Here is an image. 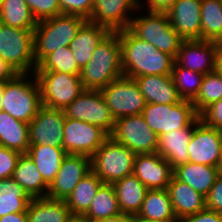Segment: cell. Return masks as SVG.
<instances>
[{
	"label": "cell",
	"mask_w": 222,
	"mask_h": 222,
	"mask_svg": "<svg viewBox=\"0 0 222 222\" xmlns=\"http://www.w3.org/2000/svg\"><path fill=\"white\" fill-rule=\"evenodd\" d=\"M116 32L119 34L125 77L135 79L144 75L172 74L175 59L171 55L136 37L128 28Z\"/></svg>",
	"instance_id": "6da1fadb"
},
{
	"label": "cell",
	"mask_w": 222,
	"mask_h": 222,
	"mask_svg": "<svg viewBox=\"0 0 222 222\" xmlns=\"http://www.w3.org/2000/svg\"><path fill=\"white\" fill-rule=\"evenodd\" d=\"M122 56L119 34L110 32L95 48L88 63L81 69L80 79L84 90H101L120 77Z\"/></svg>",
	"instance_id": "7a4b0ae2"
},
{
	"label": "cell",
	"mask_w": 222,
	"mask_h": 222,
	"mask_svg": "<svg viewBox=\"0 0 222 222\" xmlns=\"http://www.w3.org/2000/svg\"><path fill=\"white\" fill-rule=\"evenodd\" d=\"M87 20L79 15H59L37 22L34 29V57L38 66L60 47L70 46Z\"/></svg>",
	"instance_id": "3957f363"
},
{
	"label": "cell",
	"mask_w": 222,
	"mask_h": 222,
	"mask_svg": "<svg viewBox=\"0 0 222 222\" xmlns=\"http://www.w3.org/2000/svg\"><path fill=\"white\" fill-rule=\"evenodd\" d=\"M41 106L40 88L34 73L18 74L14 79L5 82L2 111L29 124Z\"/></svg>",
	"instance_id": "277c9868"
},
{
	"label": "cell",
	"mask_w": 222,
	"mask_h": 222,
	"mask_svg": "<svg viewBox=\"0 0 222 222\" xmlns=\"http://www.w3.org/2000/svg\"><path fill=\"white\" fill-rule=\"evenodd\" d=\"M147 13L141 17L133 15L128 29L136 37L151 43L175 59L184 39L173 29L166 12Z\"/></svg>",
	"instance_id": "5b68a950"
},
{
	"label": "cell",
	"mask_w": 222,
	"mask_h": 222,
	"mask_svg": "<svg viewBox=\"0 0 222 222\" xmlns=\"http://www.w3.org/2000/svg\"><path fill=\"white\" fill-rule=\"evenodd\" d=\"M135 156L128 147L109 136L91 156V170L104 184H113L133 174Z\"/></svg>",
	"instance_id": "8992f818"
},
{
	"label": "cell",
	"mask_w": 222,
	"mask_h": 222,
	"mask_svg": "<svg viewBox=\"0 0 222 222\" xmlns=\"http://www.w3.org/2000/svg\"><path fill=\"white\" fill-rule=\"evenodd\" d=\"M0 57L18 74L34 73L37 67L34 57V30L0 23Z\"/></svg>",
	"instance_id": "52a82bcc"
},
{
	"label": "cell",
	"mask_w": 222,
	"mask_h": 222,
	"mask_svg": "<svg viewBox=\"0 0 222 222\" xmlns=\"http://www.w3.org/2000/svg\"><path fill=\"white\" fill-rule=\"evenodd\" d=\"M40 88L43 106L64 110L83 91L80 75L58 71L34 72Z\"/></svg>",
	"instance_id": "ba28073f"
},
{
	"label": "cell",
	"mask_w": 222,
	"mask_h": 222,
	"mask_svg": "<svg viewBox=\"0 0 222 222\" xmlns=\"http://www.w3.org/2000/svg\"><path fill=\"white\" fill-rule=\"evenodd\" d=\"M142 116L149 127L159 136L190 126L199 117V114L192 101L182 100L177 104L147 103Z\"/></svg>",
	"instance_id": "9c48e42d"
},
{
	"label": "cell",
	"mask_w": 222,
	"mask_h": 222,
	"mask_svg": "<svg viewBox=\"0 0 222 222\" xmlns=\"http://www.w3.org/2000/svg\"><path fill=\"white\" fill-rule=\"evenodd\" d=\"M109 136L135 154L157 152L159 137L146 123L142 114L116 119Z\"/></svg>",
	"instance_id": "30bf717a"
},
{
	"label": "cell",
	"mask_w": 222,
	"mask_h": 222,
	"mask_svg": "<svg viewBox=\"0 0 222 222\" xmlns=\"http://www.w3.org/2000/svg\"><path fill=\"white\" fill-rule=\"evenodd\" d=\"M116 119L142 114L146 102L135 79L122 76L100 90Z\"/></svg>",
	"instance_id": "8fae6325"
},
{
	"label": "cell",
	"mask_w": 222,
	"mask_h": 222,
	"mask_svg": "<svg viewBox=\"0 0 222 222\" xmlns=\"http://www.w3.org/2000/svg\"><path fill=\"white\" fill-rule=\"evenodd\" d=\"M63 111L66 118L99 126L108 135L113 131L115 118L99 90H84Z\"/></svg>",
	"instance_id": "7c38bea8"
},
{
	"label": "cell",
	"mask_w": 222,
	"mask_h": 222,
	"mask_svg": "<svg viewBox=\"0 0 222 222\" xmlns=\"http://www.w3.org/2000/svg\"><path fill=\"white\" fill-rule=\"evenodd\" d=\"M62 147L66 154L91 157L109 135L99 126L65 117Z\"/></svg>",
	"instance_id": "4fadbf2b"
},
{
	"label": "cell",
	"mask_w": 222,
	"mask_h": 222,
	"mask_svg": "<svg viewBox=\"0 0 222 222\" xmlns=\"http://www.w3.org/2000/svg\"><path fill=\"white\" fill-rule=\"evenodd\" d=\"M144 5L140 0H94L88 21L107 27L111 32L127 29L133 18L129 13L146 8Z\"/></svg>",
	"instance_id": "5bb4252c"
},
{
	"label": "cell",
	"mask_w": 222,
	"mask_h": 222,
	"mask_svg": "<svg viewBox=\"0 0 222 222\" xmlns=\"http://www.w3.org/2000/svg\"><path fill=\"white\" fill-rule=\"evenodd\" d=\"M64 122L63 110L42 105L37 115L28 124L29 143L62 147Z\"/></svg>",
	"instance_id": "9a60e30c"
},
{
	"label": "cell",
	"mask_w": 222,
	"mask_h": 222,
	"mask_svg": "<svg viewBox=\"0 0 222 222\" xmlns=\"http://www.w3.org/2000/svg\"><path fill=\"white\" fill-rule=\"evenodd\" d=\"M91 171V157L67 154L60 165L55 179L48 186L47 197L65 200L79 181Z\"/></svg>",
	"instance_id": "2e32d148"
},
{
	"label": "cell",
	"mask_w": 222,
	"mask_h": 222,
	"mask_svg": "<svg viewBox=\"0 0 222 222\" xmlns=\"http://www.w3.org/2000/svg\"><path fill=\"white\" fill-rule=\"evenodd\" d=\"M221 153L222 131L200 120L194 126L188 145L189 162L216 167Z\"/></svg>",
	"instance_id": "e0dca14e"
},
{
	"label": "cell",
	"mask_w": 222,
	"mask_h": 222,
	"mask_svg": "<svg viewBox=\"0 0 222 222\" xmlns=\"http://www.w3.org/2000/svg\"><path fill=\"white\" fill-rule=\"evenodd\" d=\"M218 42L201 39L183 40L175 62L184 68L208 74L215 71Z\"/></svg>",
	"instance_id": "ac0fdd59"
},
{
	"label": "cell",
	"mask_w": 222,
	"mask_h": 222,
	"mask_svg": "<svg viewBox=\"0 0 222 222\" xmlns=\"http://www.w3.org/2000/svg\"><path fill=\"white\" fill-rule=\"evenodd\" d=\"M171 164L157 152L136 154L133 175L150 189H167L173 177Z\"/></svg>",
	"instance_id": "d6986e66"
},
{
	"label": "cell",
	"mask_w": 222,
	"mask_h": 222,
	"mask_svg": "<svg viewBox=\"0 0 222 222\" xmlns=\"http://www.w3.org/2000/svg\"><path fill=\"white\" fill-rule=\"evenodd\" d=\"M166 14L184 40L201 39V0H177Z\"/></svg>",
	"instance_id": "ffe728a7"
},
{
	"label": "cell",
	"mask_w": 222,
	"mask_h": 222,
	"mask_svg": "<svg viewBox=\"0 0 222 222\" xmlns=\"http://www.w3.org/2000/svg\"><path fill=\"white\" fill-rule=\"evenodd\" d=\"M199 121L200 117L188 127L172 130L158 136L157 153L166 159L173 169L189 162L188 145L193 134L194 126Z\"/></svg>",
	"instance_id": "44dd1931"
},
{
	"label": "cell",
	"mask_w": 222,
	"mask_h": 222,
	"mask_svg": "<svg viewBox=\"0 0 222 222\" xmlns=\"http://www.w3.org/2000/svg\"><path fill=\"white\" fill-rule=\"evenodd\" d=\"M145 102L177 104L182 101L171 75H144L135 78Z\"/></svg>",
	"instance_id": "7402d4cb"
},
{
	"label": "cell",
	"mask_w": 222,
	"mask_h": 222,
	"mask_svg": "<svg viewBox=\"0 0 222 222\" xmlns=\"http://www.w3.org/2000/svg\"><path fill=\"white\" fill-rule=\"evenodd\" d=\"M167 191L174 215L178 221L206 208L205 196L195 191L187 183L178 180L174 175L168 184Z\"/></svg>",
	"instance_id": "603a6c76"
},
{
	"label": "cell",
	"mask_w": 222,
	"mask_h": 222,
	"mask_svg": "<svg viewBox=\"0 0 222 222\" xmlns=\"http://www.w3.org/2000/svg\"><path fill=\"white\" fill-rule=\"evenodd\" d=\"M111 31L102 25L86 21L70 43V49L80 69L88 63L95 48Z\"/></svg>",
	"instance_id": "cb8c5ba5"
},
{
	"label": "cell",
	"mask_w": 222,
	"mask_h": 222,
	"mask_svg": "<svg viewBox=\"0 0 222 222\" xmlns=\"http://www.w3.org/2000/svg\"><path fill=\"white\" fill-rule=\"evenodd\" d=\"M119 209L122 214L136 216L142 207L148 189L133 174L113 184Z\"/></svg>",
	"instance_id": "d4e9b609"
},
{
	"label": "cell",
	"mask_w": 222,
	"mask_h": 222,
	"mask_svg": "<svg viewBox=\"0 0 222 222\" xmlns=\"http://www.w3.org/2000/svg\"><path fill=\"white\" fill-rule=\"evenodd\" d=\"M12 178L20 184L31 199L47 197L49 185L43 180L37 166L28 154L20 155Z\"/></svg>",
	"instance_id": "484cf974"
},
{
	"label": "cell",
	"mask_w": 222,
	"mask_h": 222,
	"mask_svg": "<svg viewBox=\"0 0 222 222\" xmlns=\"http://www.w3.org/2000/svg\"><path fill=\"white\" fill-rule=\"evenodd\" d=\"M173 175L206 197L216 181L218 172L216 167L210 165L187 162L174 168Z\"/></svg>",
	"instance_id": "4316f807"
},
{
	"label": "cell",
	"mask_w": 222,
	"mask_h": 222,
	"mask_svg": "<svg viewBox=\"0 0 222 222\" xmlns=\"http://www.w3.org/2000/svg\"><path fill=\"white\" fill-rule=\"evenodd\" d=\"M136 217L158 222H178L167 189L148 190Z\"/></svg>",
	"instance_id": "83f0119b"
},
{
	"label": "cell",
	"mask_w": 222,
	"mask_h": 222,
	"mask_svg": "<svg viewBox=\"0 0 222 222\" xmlns=\"http://www.w3.org/2000/svg\"><path fill=\"white\" fill-rule=\"evenodd\" d=\"M0 144L21 154H27L30 146L28 123L16 120L10 114L1 110Z\"/></svg>",
	"instance_id": "f1b7e54d"
},
{
	"label": "cell",
	"mask_w": 222,
	"mask_h": 222,
	"mask_svg": "<svg viewBox=\"0 0 222 222\" xmlns=\"http://www.w3.org/2000/svg\"><path fill=\"white\" fill-rule=\"evenodd\" d=\"M27 154L34 161L43 180L50 185L60 169L63 158L67 155L63 147L30 144Z\"/></svg>",
	"instance_id": "f546056e"
},
{
	"label": "cell",
	"mask_w": 222,
	"mask_h": 222,
	"mask_svg": "<svg viewBox=\"0 0 222 222\" xmlns=\"http://www.w3.org/2000/svg\"><path fill=\"white\" fill-rule=\"evenodd\" d=\"M28 222H66L71 216L65 200L32 198L27 211Z\"/></svg>",
	"instance_id": "4dcf8cb0"
},
{
	"label": "cell",
	"mask_w": 222,
	"mask_h": 222,
	"mask_svg": "<svg viewBox=\"0 0 222 222\" xmlns=\"http://www.w3.org/2000/svg\"><path fill=\"white\" fill-rule=\"evenodd\" d=\"M103 184L92 170L87 173L65 199L71 215L82 216L89 209L95 194Z\"/></svg>",
	"instance_id": "1f68e13d"
},
{
	"label": "cell",
	"mask_w": 222,
	"mask_h": 222,
	"mask_svg": "<svg viewBox=\"0 0 222 222\" xmlns=\"http://www.w3.org/2000/svg\"><path fill=\"white\" fill-rule=\"evenodd\" d=\"M31 198L12 177L0 179V217L26 212Z\"/></svg>",
	"instance_id": "d6a6232c"
},
{
	"label": "cell",
	"mask_w": 222,
	"mask_h": 222,
	"mask_svg": "<svg viewBox=\"0 0 222 222\" xmlns=\"http://www.w3.org/2000/svg\"><path fill=\"white\" fill-rule=\"evenodd\" d=\"M121 214L113 185L103 184L95 194L89 209L82 216L86 220H98Z\"/></svg>",
	"instance_id": "836d02e7"
},
{
	"label": "cell",
	"mask_w": 222,
	"mask_h": 222,
	"mask_svg": "<svg viewBox=\"0 0 222 222\" xmlns=\"http://www.w3.org/2000/svg\"><path fill=\"white\" fill-rule=\"evenodd\" d=\"M0 23L14 28L34 30L37 20L25 0H3L0 8Z\"/></svg>",
	"instance_id": "e575fe53"
},
{
	"label": "cell",
	"mask_w": 222,
	"mask_h": 222,
	"mask_svg": "<svg viewBox=\"0 0 222 222\" xmlns=\"http://www.w3.org/2000/svg\"><path fill=\"white\" fill-rule=\"evenodd\" d=\"M222 38V0H201V40Z\"/></svg>",
	"instance_id": "d590c367"
},
{
	"label": "cell",
	"mask_w": 222,
	"mask_h": 222,
	"mask_svg": "<svg viewBox=\"0 0 222 222\" xmlns=\"http://www.w3.org/2000/svg\"><path fill=\"white\" fill-rule=\"evenodd\" d=\"M171 76L182 100L193 101L197 97L204 74L181 67L174 61Z\"/></svg>",
	"instance_id": "8d00e7d4"
},
{
	"label": "cell",
	"mask_w": 222,
	"mask_h": 222,
	"mask_svg": "<svg viewBox=\"0 0 222 222\" xmlns=\"http://www.w3.org/2000/svg\"><path fill=\"white\" fill-rule=\"evenodd\" d=\"M58 71L72 75H80L81 69L77 65L69 46L60 47L49 54L35 69L34 72Z\"/></svg>",
	"instance_id": "74e56055"
},
{
	"label": "cell",
	"mask_w": 222,
	"mask_h": 222,
	"mask_svg": "<svg viewBox=\"0 0 222 222\" xmlns=\"http://www.w3.org/2000/svg\"><path fill=\"white\" fill-rule=\"evenodd\" d=\"M222 99V76L211 72L205 74L197 97L192 101L195 110L200 114L206 107Z\"/></svg>",
	"instance_id": "f35d334b"
},
{
	"label": "cell",
	"mask_w": 222,
	"mask_h": 222,
	"mask_svg": "<svg viewBox=\"0 0 222 222\" xmlns=\"http://www.w3.org/2000/svg\"><path fill=\"white\" fill-rule=\"evenodd\" d=\"M25 2L37 22L62 15L58 0H25Z\"/></svg>",
	"instance_id": "ab89813d"
},
{
	"label": "cell",
	"mask_w": 222,
	"mask_h": 222,
	"mask_svg": "<svg viewBox=\"0 0 222 222\" xmlns=\"http://www.w3.org/2000/svg\"><path fill=\"white\" fill-rule=\"evenodd\" d=\"M61 14L79 15L89 20L93 11L94 0H58Z\"/></svg>",
	"instance_id": "60d3db41"
},
{
	"label": "cell",
	"mask_w": 222,
	"mask_h": 222,
	"mask_svg": "<svg viewBox=\"0 0 222 222\" xmlns=\"http://www.w3.org/2000/svg\"><path fill=\"white\" fill-rule=\"evenodd\" d=\"M20 155L21 153L8 149L0 144V179L13 176Z\"/></svg>",
	"instance_id": "b9f144b4"
},
{
	"label": "cell",
	"mask_w": 222,
	"mask_h": 222,
	"mask_svg": "<svg viewBox=\"0 0 222 222\" xmlns=\"http://www.w3.org/2000/svg\"><path fill=\"white\" fill-rule=\"evenodd\" d=\"M199 117L205 125L222 131V99L206 107Z\"/></svg>",
	"instance_id": "7bdbcfd3"
},
{
	"label": "cell",
	"mask_w": 222,
	"mask_h": 222,
	"mask_svg": "<svg viewBox=\"0 0 222 222\" xmlns=\"http://www.w3.org/2000/svg\"><path fill=\"white\" fill-rule=\"evenodd\" d=\"M205 200L207 209L222 214V176H217Z\"/></svg>",
	"instance_id": "ee69618b"
},
{
	"label": "cell",
	"mask_w": 222,
	"mask_h": 222,
	"mask_svg": "<svg viewBox=\"0 0 222 222\" xmlns=\"http://www.w3.org/2000/svg\"><path fill=\"white\" fill-rule=\"evenodd\" d=\"M178 222H222V214L205 208L200 212L181 218Z\"/></svg>",
	"instance_id": "f6af8a7d"
},
{
	"label": "cell",
	"mask_w": 222,
	"mask_h": 222,
	"mask_svg": "<svg viewBox=\"0 0 222 222\" xmlns=\"http://www.w3.org/2000/svg\"><path fill=\"white\" fill-rule=\"evenodd\" d=\"M146 11L166 12L177 0H146Z\"/></svg>",
	"instance_id": "bcb514c9"
},
{
	"label": "cell",
	"mask_w": 222,
	"mask_h": 222,
	"mask_svg": "<svg viewBox=\"0 0 222 222\" xmlns=\"http://www.w3.org/2000/svg\"><path fill=\"white\" fill-rule=\"evenodd\" d=\"M18 73L0 57V82H7L14 79Z\"/></svg>",
	"instance_id": "7dc6e473"
},
{
	"label": "cell",
	"mask_w": 222,
	"mask_h": 222,
	"mask_svg": "<svg viewBox=\"0 0 222 222\" xmlns=\"http://www.w3.org/2000/svg\"><path fill=\"white\" fill-rule=\"evenodd\" d=\"M0 222H28L26 212L10 213L0 217Z\"/></svg>",
	"instance_id": "c3c4849f"
},
{
	"label": "cell",
	"mask_w": 222,
	"mask_h": 222,
	"mask_svg": "<svg viewBox=\"0 0 222 222\" xmlns=\"http://www.w3.org/2000/svg\"><path fill=\"white\" fill-rule=\"evenodd\" d=\"M133 217L126 214H121L112 218L87 220V222H132Z\"/></svg>",
	"instance_id": "681fc988"
},
{
	"label": "cell",
	"mask_w": 222,
	"mask_h": 222,
	"mask_svg": "<svg viewBox=\"0 0 222 222\" xmlns=\"http://www.w3.org/2000/svg\"><path fill=\"white\" fill-rule=\"evenodd\" d=\"M215 72L222 76V46L220 45L215 55Z\"/></svg>",
	"instance_id": "f907efd6"
},
{
	"label": "cell",
	"mask_w": 222,
	"mask_h": 222,
	"mask_svg": "<svg viewBox=\"0 0 222 222\" xmlns=\"http://www.w3.org/2000/svg\"><path fill=\"white\" fill-rule=\"evenodd\" d=\"M66 222H87L83 216L71 215Z\"/></svg>",
	"instance_id": "816d5d0a"
},
{
	"label": "cell",
	"mask_w": 222,
	"mask_h": 222,
	"mask_svg": "<svg viewBox=\"0 0 222 222\" xmlns=\"http://www.w3.org/2000/svg\"><path fill=\"white\" fill-rule=\"evenodd\" d=\"M4 85L5 82H0V111L2 109V100H3V93H4Z\"/></svg>",
	"instance_id": "f5cc1de1"
},
{
	"label": "cell",
	"mask_w": 222,
	"mask_h": 222,
	"mask_svg": "<svg viewBox=\"0 0 222 222\" xmlns=\"http://www.w3.org/2000/svg\"><path fill=\"white\" fill-rule=\"evenodd\" d=\"M216 169H217L218 175L222 176V153H221V156L219 157Z\"/></svg>",
	"instance_id": "db71d44e"
},
{
	"label": "cell",
	"mask_w": 222,
	"mask_h": 222,
	"mask_svg": "<svg viewBox=\"0 0 222 222\" xmlns=\"http://www.w3.org/2000/svg\"><path fill=\"white\" fill-rule=\"evenodd\" d=\"M132 222H158V221L144 220L141 218H137L136 216H133Z\"/></svg>",
	"instance_id": "11a10c76"
},
{
	"label": "cell",
	"mask_w": 222,
	"mask_h": 222,
	"mask_svg": "<svg viewBox=\"0 0 222 222\" xmlns=\"http://www.w3.org/2000/svg\"><path fill=\"white\" fill-rule=\"evenodd\" d=\"M218 45L222 46V38H221V40L218 42Z\"/></svg>",
	"instance_id": "9f6ffc18"
},
{
	"label": "cell",
	"mask_w": 222,
	"mask_h": 222,
	"mask_svg": "<svg viewBox=\"0 0 222 222\" xmlns=\"http://www.w3.org/2000/svg\"><path fill=\"white\" fill-rule=\"evenodd\" d=\"M2 3H3V0H0V8H1V6H2Z\"/></svg>",
	"instance_id": "6f0895ef"
}]
</instances>
